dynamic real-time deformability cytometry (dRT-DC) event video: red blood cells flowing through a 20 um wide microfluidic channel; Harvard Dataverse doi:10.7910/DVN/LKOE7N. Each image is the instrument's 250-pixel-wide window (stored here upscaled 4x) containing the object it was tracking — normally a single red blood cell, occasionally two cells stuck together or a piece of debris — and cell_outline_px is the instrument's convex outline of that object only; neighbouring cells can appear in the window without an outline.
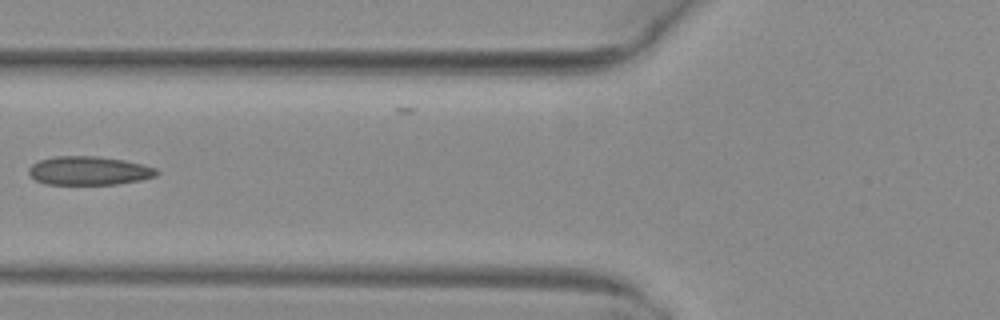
{"species": "common noctule bat (a hibernating species)", "species_latin": "Nyctalus noctula", "temperature_condition": "warm", "stored_images_in_passage": 5, "camera_frame_rate_fps": 3000, "um_per_image_px": 0.085, "animal": {"sex": "female", "body_mass_g": 29.2, "forearm_length_mm": 56.3}, "frame": {"image": 1, "passage_image": 5, "time_ms": 1.333, "image_size_px": [1000, 320], "cell_outline_px": [[160, 172], [156, 176], [140, 180], [116, 184], [44, 184], [36, 180], [28, 172], [28, 168], [32, 164], [40, 160], [56, 156], [96, 156], [124, 160], [156, 168]], "centroid_in_image_um": [7.56, 14.51], "position_along_channel_um": 118.2, "area_um2": 21.27}}